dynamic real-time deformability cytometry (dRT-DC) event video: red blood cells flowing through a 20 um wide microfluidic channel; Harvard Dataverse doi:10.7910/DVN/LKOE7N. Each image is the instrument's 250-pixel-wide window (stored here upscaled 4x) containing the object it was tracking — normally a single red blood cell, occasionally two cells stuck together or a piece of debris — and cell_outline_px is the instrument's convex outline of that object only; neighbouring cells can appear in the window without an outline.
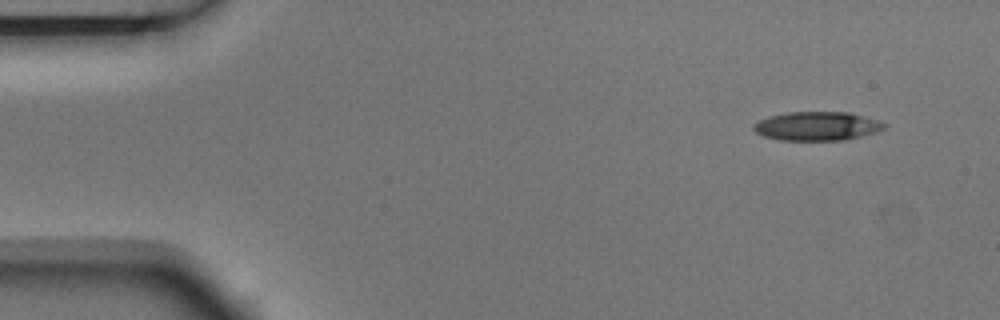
{"species": "Egyptian fruit bat (a non-hibernating species)", "species_latin": "Rousettus aegyptiacus", "temperature_condition": "room temperature", "stored_images_in_passage": 4, "camera_frame_rate_fps": 3000, "um_per_image_px": 0.085, "animal": {"sex": "male"}, "frame": {"image": 1, "passage_image": 1, "time_ms": 0.0, "image_size_px": [1000, 320], "cell_outline_px": [[888, 128], [876, 132], [844, 140], [780, 140], [764, 136], [756, 132], [752, 128], [752, 124], [768, 116], [788, 112], [848, 112], [876, 120], [888, 124]], "centroid_in_image_um": [69.44, 10.72], "position_along_channel_um": 15.6, "area_um2": 21.96}}